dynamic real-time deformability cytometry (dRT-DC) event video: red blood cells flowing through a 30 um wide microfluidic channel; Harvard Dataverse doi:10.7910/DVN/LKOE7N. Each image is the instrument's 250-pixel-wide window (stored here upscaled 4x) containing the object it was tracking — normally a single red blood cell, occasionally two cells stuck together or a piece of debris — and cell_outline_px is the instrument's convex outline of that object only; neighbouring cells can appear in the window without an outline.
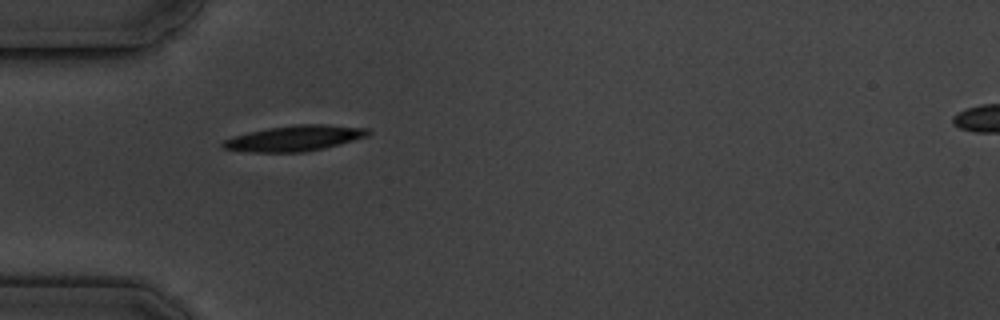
{"species": "common noctule bat (a hibernating species)", "species_latin": "Nyctalus noctula", "temperature_condition": "cold", "stored_images_in_passage": 2, "camera_frame_rate_fps": 3000, "um_per_image_px": 0.085, "animal": {"sex": "male", "body_mass_g": 19.5, "forearm_length_mm": 54.6}, "frame": {"image": 1, "passage_image": 1, "time_ms": 0.0, "image_size_px": [1000, 320], "cell_outline_px": [[372, 132], [368, 136], [340, 144], [324, 148], [304, 152], [248, 152], [224, 148], [220, 144], [224, 140], [236, 136], [268, 128], [296, 124], [324, 124], [368, 128]], "centroid_in_image_um": [25.1, 11.75], "position_along_channel_um": 59.9, "area_um2": 21.5}}